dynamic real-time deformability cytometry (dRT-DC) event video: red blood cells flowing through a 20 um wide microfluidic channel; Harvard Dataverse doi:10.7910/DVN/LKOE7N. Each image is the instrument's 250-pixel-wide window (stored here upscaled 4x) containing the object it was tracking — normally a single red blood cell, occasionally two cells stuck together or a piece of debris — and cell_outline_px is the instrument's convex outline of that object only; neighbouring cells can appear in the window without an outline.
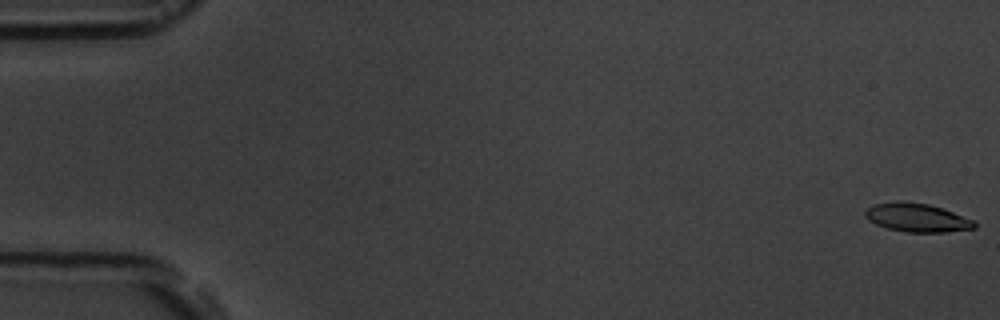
{"species": "common noctule bat (a hibernating species)", "species_latin": "Nyctalus noctula", "temperature_condition": "room temperature", "stored_images_in_passage": 17, "segment_of_instrument_passage": [1, 2], "camera_frame_rate_fps": 3000, "um_per_image_px": 0.085, "animal": {"sex": "male", "body_mass_g": 19.5, "forearm_length_mm": 54.6}, "frame": {"image": 1, "passage_image": 1, "time_ms": 0.0, "image_size_px": [1000, 320], "cell_outline_px": [[976, 228], [944, 232], [904, 232], [888, 228], [876, 224], [868, 220], [864, 216], [864, 212], [872, 204], [896, 200], [928, 204], [952, 212], [972, 220], [976, 224]], "centroid_in_image_um": [77.87, 18.49], "position_along_channel_um": 7.1, "area_um2": 18.09}}
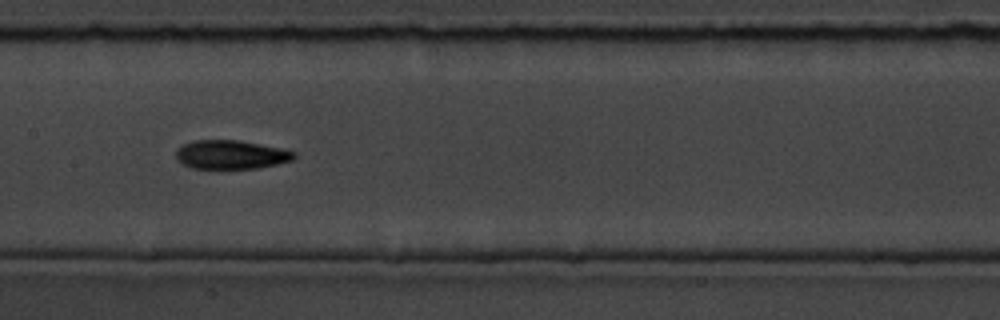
{"frame": {"image": 2, "passage_image": 9, "time_ms": 9.0, "image_size_px": [1000, 320], "cell_outline_px": [[296, 156], [292, 160], [276, 164], [256, 168], [192, 168], [176, 160], [176, 148], [192, 140], [240, 140], [280, 148], [296, 152]], "centroid_in_image_um": [19.6, 13.13], "position_along_channel_um": 187.8, "area_um2": 19.77}}
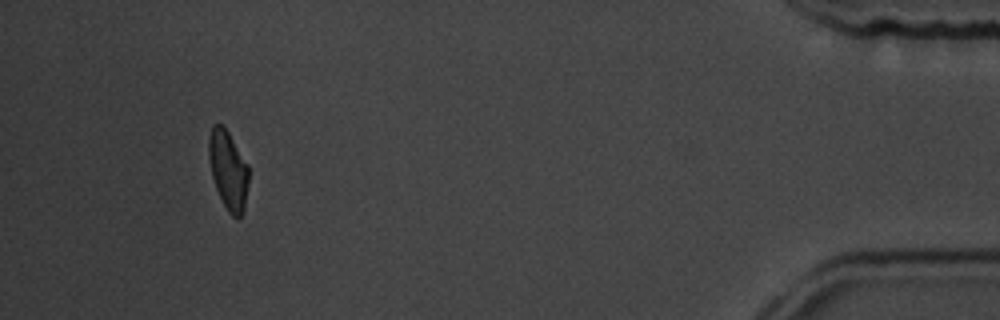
{"frame": {"image": 3, "passage_image": 16, "time_ms": 17.0, "image_size_px": [1000, 320], "cell_outline_px": [[248, 184], [244, 212], [236, 220], [228, 212], [216, 188], [212, 176], [208, 156], [208, 136], [212, 124], [224, 124], [248, 164]], "centroid_in_image_um": [19.39, 14.42], "position_along_channel_um": 415.8, "area_um2": 18.61}}